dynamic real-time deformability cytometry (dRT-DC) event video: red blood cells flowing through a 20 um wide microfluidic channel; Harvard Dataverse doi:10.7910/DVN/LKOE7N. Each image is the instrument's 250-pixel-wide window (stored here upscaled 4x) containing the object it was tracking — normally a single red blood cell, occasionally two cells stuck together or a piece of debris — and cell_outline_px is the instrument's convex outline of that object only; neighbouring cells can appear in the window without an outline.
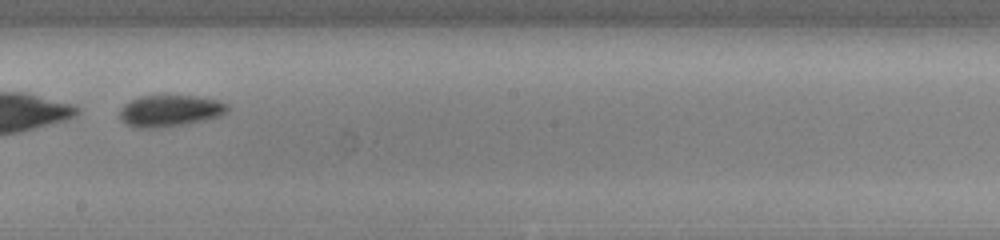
{"species": "common noctule bat (a hibernating species)", "species_latin": "Nyctalus noctula", "temperature_condition": "cold", "stored_images_in_passage": 52, "camera_frame_rate_fps": 3000, "um_per_image_px": 0.085, "animal": {"sex": "male", "body_mass_g": 13.0, "forearm_length_mm": 53.1}, "frame": {"image": 1, "passage_image": 31, "time_ms": 10.0, "image_size_px": [1000, 240], "cell_outline_px": [[228, 112], [220, 116], [188, 124], [160, 128], [140, 128], [128, 124], [120, 120], [120, 108], [128, 100], [140, 96], [164, 92], [196, 96], [220, 100], [228, 104]], "centroid_in_image_um": [14.45, 9.36], "position_along_channel_um": 233.8, "area_um2": 20.87}}
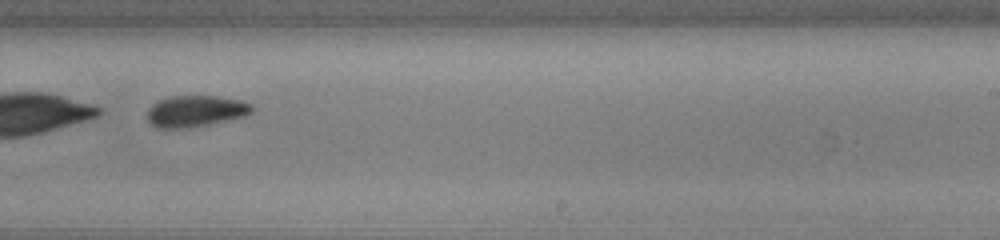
{"frame": {"image": 2, "passage_image": 34, "time_ms": 11.0, "image_size_px": [1000, 240], "cell_outline_px": [[252, 112], [244, 116], [208, 124], [184, 128], [156, 128], [148, 120], [148, 108], [152, 104], [160, 100], [172, 96], [216, 96], [244, 100], [252, 104]], "centroid_in_image_um": [16.63, 9.43], "position_along_channel_um": 272.4, "area_um2": 19.02}}
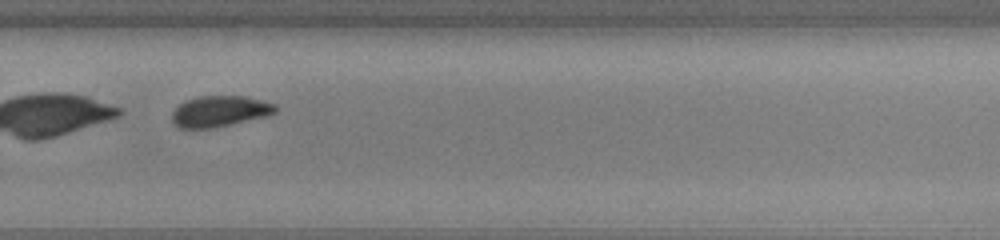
{"frame": {"image": 3, "passage_image": 37, "time_ms": 12.0, "image_size_px": [1000, 240], "cell_outline_px": [[276, 112], [268, 116], [212, 128], [180, 128], [172, 120], [172, 112], [180, 104], [188, 100], [200, 96], [244, 96], [276, 104]], "centroid_in_image_um": [18.7, 9.46], "position_along_channel_um": 311.1, "area_um2": 18.44}}